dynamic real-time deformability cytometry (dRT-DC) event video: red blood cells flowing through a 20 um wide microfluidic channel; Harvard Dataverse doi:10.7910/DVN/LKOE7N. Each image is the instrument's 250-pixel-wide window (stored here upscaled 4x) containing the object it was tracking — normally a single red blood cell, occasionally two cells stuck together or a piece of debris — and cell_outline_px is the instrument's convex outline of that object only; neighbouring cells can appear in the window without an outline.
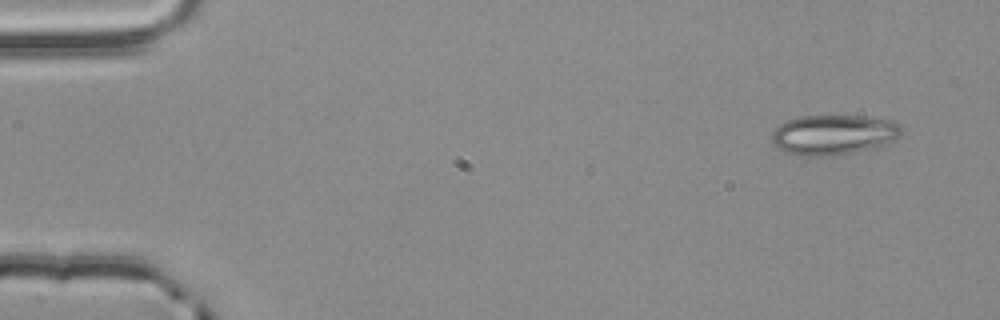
{"species": "common noctule bat (a hibernating species)", "species_latin": "Nyctalus noctula", "temperature_condition": "room temperature", "stored_images_in_passage": 5, "camera_frame_rate_fps": 3000, "um_per_image_px": 0.085, "animal": {"sex": "male", "body_mass_g": 20.4}, "frame": {"image": 1, "passage_image": 5, "time_ms": 1.333, "image_size_px": [1000, 320], "cell_outline_px": [[904, 128], [900, 136], [876, 148], [852, 152], [824, 156], [808, 156], [792, 152], [780, 148], [772, 140], [772, 132], [780, 124], [788, 120], [800, 116], [860, 116], [892, 120], [900, 124]], "centroid_in_image_um": [70.92, 11.43], "position_along_channel_um": 14.1, "area_um2": 29.82}}